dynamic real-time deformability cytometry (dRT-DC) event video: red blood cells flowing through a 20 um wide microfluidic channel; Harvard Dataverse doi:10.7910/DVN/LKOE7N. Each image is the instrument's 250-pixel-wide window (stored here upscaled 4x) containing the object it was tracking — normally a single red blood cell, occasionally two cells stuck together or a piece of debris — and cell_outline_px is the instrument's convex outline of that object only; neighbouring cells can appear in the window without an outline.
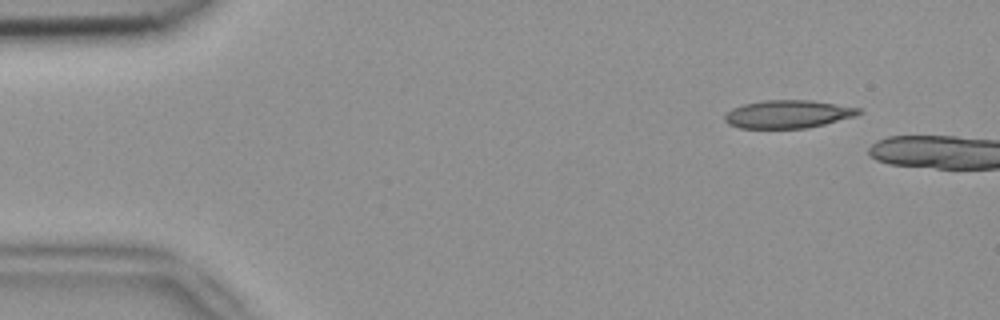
{"species": "common noctule bat (a hibernating species)", "species_latin": "Nyctalus noctula", "temperature_condition": "room temperature", "stored_images_in_passage": 3, "camera_frame_rate_fps": 3000, "um_per_image_px": 0.085, "animal": {"sex": "female", "body_mass_g": 18.4}, "frame": {"image": 1, "passage_image": 2, "time_ms": 0.333, "image_size_px": [1000, 320], "cell_outline_px": [[864, 112], [856, 116], [808, 128], [740, 128], [728, 124], [724, 120], [724, 116], [732, 108], [744, 104], [764, 100], [808, 100], [836, 104], [860, 108]], "centroid_in_image_um": [66.99, 9.7], "position_along_channel_um": 18.0, "area_um2": 21.85}}